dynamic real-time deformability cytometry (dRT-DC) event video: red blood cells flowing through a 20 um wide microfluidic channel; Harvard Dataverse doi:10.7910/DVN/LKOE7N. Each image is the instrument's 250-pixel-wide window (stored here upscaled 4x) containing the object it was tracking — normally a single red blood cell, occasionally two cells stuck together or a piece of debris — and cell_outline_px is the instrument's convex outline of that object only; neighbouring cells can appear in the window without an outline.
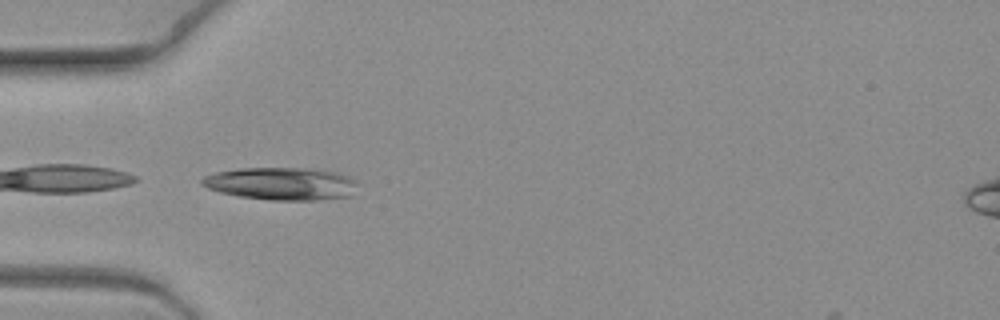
{"species": "common noctule bat (a hibernating species)", "species_latin": "Nyctalus noctula", "temperature_condition": "warm", "stored_images_in_passage": 7, "camera_frame_rate_fps": 3000, "um_per_image_px": 0.085, "animal": {"sex": "female", "body_mass_g": 19.3, "forearm_length_mm": 54.1}, "frame": {"image": 1, "passage_image": 6, "time_ms": 1.667, "image_size_px": [1000, 320], "cell_outline_px": [[360, 184], [352, 196], [320, 200], [272, 200], [240, 196], [220, 192], [208, 188], [200, 184], [200, 180], [204, 176], [216, 172], [240, 168], [304, 168], [336, 172], [360, 180]], "centroid_in_image_um": [23.98, 15.61], "position_along_channel_um": 61.0, "area_um2": 29.94}}
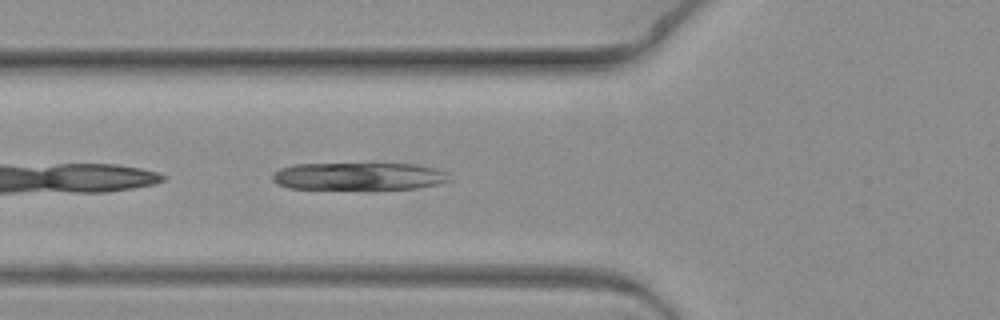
{"frame": {"image": 2, "passage_image": 7, "time_ms": 2.0, "image_size_px": [1000, 320], "cell_outline_px": [[452, 180], [440, 184], [416, 188], [288, 188], [276, 184], [272, 180], [272, 172], [280, 168], [296, 164], [372, 160], [416, 164], [436, 168], [448, 172]], "centroid_in_image_um": [30.53, 14.9], "position_along_channel_um": 95.3, "area_um2": 30.0}}